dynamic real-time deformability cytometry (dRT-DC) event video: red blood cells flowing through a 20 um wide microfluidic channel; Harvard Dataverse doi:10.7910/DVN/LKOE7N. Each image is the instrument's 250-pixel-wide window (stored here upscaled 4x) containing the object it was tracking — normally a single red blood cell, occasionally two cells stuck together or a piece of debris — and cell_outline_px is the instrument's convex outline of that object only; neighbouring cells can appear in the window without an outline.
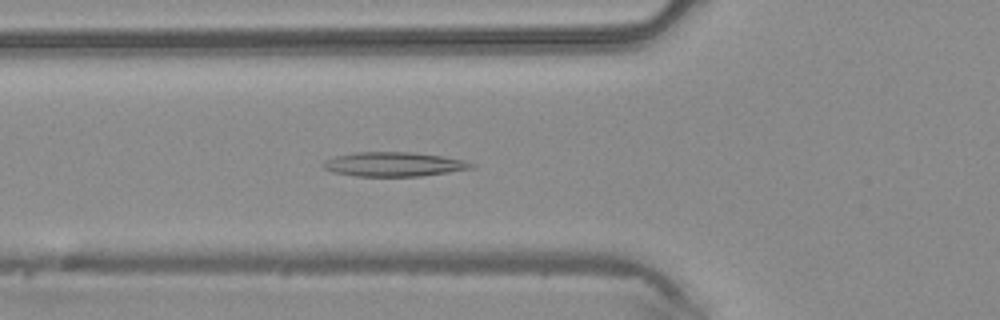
{"species": "common noctule bat (a hibernating species)", "species_latin": "Nyctalus noctula", "temperature_condition": "warm", "stored_images_in_passage": 42, "camera_frame_rate_fps": 3000, "um_per_image_px": 0.085, "animal": {"sex": "male", "body_mass_g": 20.4}, "frame": {"image": 1, "passage_image": 12, "time_ms": 3.667, "image_size_px": [1000, 320], "cell_outline_px": [[476, 164], [472, 168], [448, 172], [420, 176], [356, 176], [332, 172], [324, 168], [320, 164], [324, 160], [336, 156], [356, 152], [412, 152], [440, 156], [464, 160]], "centroid_in_image_um": [33.43, 13.96], "position_along_channel_um": 92.4, "area_um2": 20.92}}
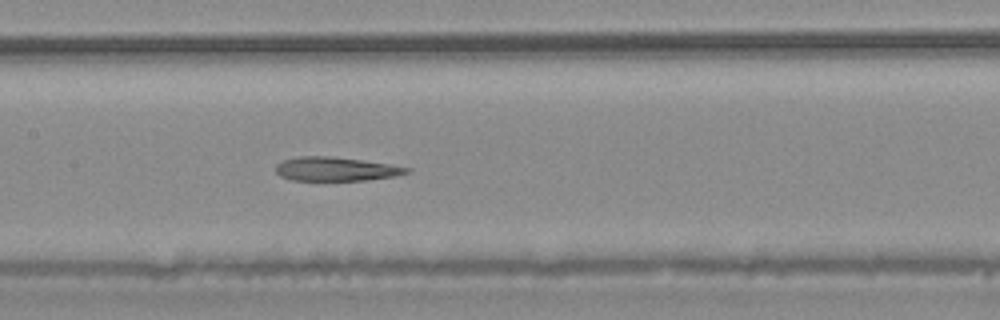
{"frame": {"image": 2, "passage_image": 18, "time_ms": 5.667, "image_size_px": [1000, 320], "cell_outline_px": [[412, 172], [396, 176], [364, 180], [292, 180], [280, 176], [276, 172], [276, 164], [284, 160], [296, 156], [328, 156], [360, 160], [388, 164], [412, 168]], "centroid_in_image_um": [28.55, 14.37], "position_along_channel_um": 178.8, "area_um2": 18.15}}
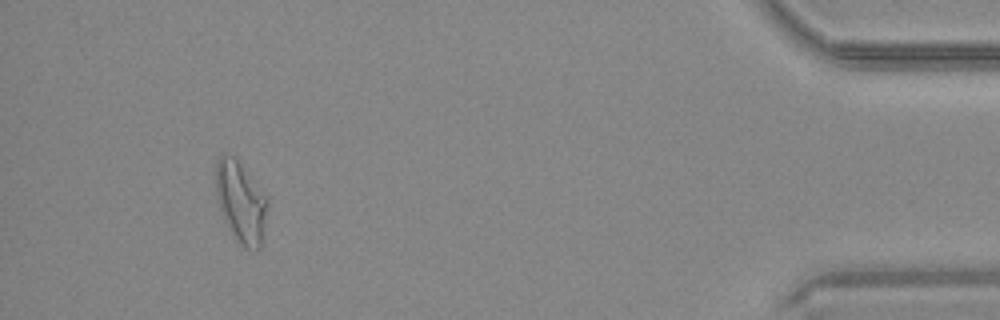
{"frame": {"image": 3, "passage_image": 39, "time_ms": 12.667, "image_size_px": [1000, 320], "cell_outline_px": [[268, 204], [260, 248], [244, 248], [236, 240], [220, 208], [216, 196], [216, 160], [224, 152], [232, 156], [240, 164], [268, 196]], "centroid_in_image_um": [20.47, 17.14], "position_along_channel_um": 414.7, "area_um2": 23.99}}